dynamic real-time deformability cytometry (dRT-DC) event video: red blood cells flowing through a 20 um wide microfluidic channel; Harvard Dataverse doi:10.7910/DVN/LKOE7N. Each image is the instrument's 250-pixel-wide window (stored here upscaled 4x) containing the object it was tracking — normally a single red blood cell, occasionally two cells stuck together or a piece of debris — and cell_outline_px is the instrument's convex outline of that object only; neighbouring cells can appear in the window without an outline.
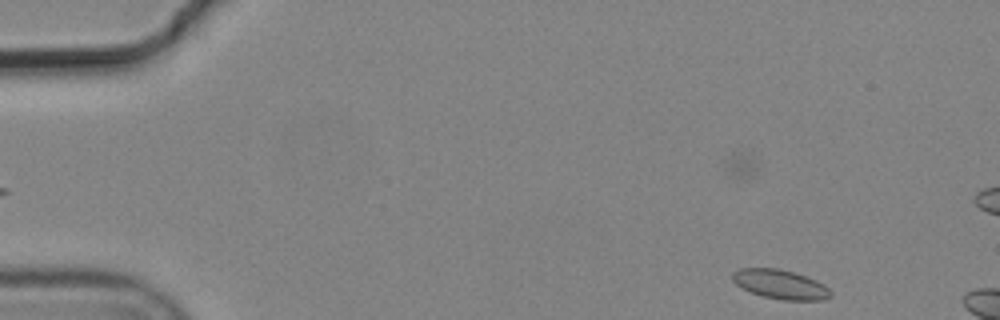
{"species": "common noctule bat (a hibernating species)", "species_latin": "Nyctalus noctula", "temperature_condition": "cold", "stored_images_in_passage": 4, "segment_of_instrument_passage": [2, 2], "camera_frame_rate_fps": 3000, "um_per_image_px": 0.085, "animal": {"sex": "male", "body_mass_g": 19.2, "forearm_length_mm": 51.8}, "frame": {"image": 1, "passage_image": 4, "time_ms": 1.0, "image_size_px": [1000, 320], "cell_outline_px": [[832, 296], [824, 300], [784, 300], [764, 296], [752, 292], [736, 284], [732, 280], [732, 272], [740, 268], [780, 268], [808, 276], [824, 284], [832, 292]], "centroid_in_image_um": [66.37, 24.16], "position_along_channel_um": 18.6, "area_um2": 16.82}}